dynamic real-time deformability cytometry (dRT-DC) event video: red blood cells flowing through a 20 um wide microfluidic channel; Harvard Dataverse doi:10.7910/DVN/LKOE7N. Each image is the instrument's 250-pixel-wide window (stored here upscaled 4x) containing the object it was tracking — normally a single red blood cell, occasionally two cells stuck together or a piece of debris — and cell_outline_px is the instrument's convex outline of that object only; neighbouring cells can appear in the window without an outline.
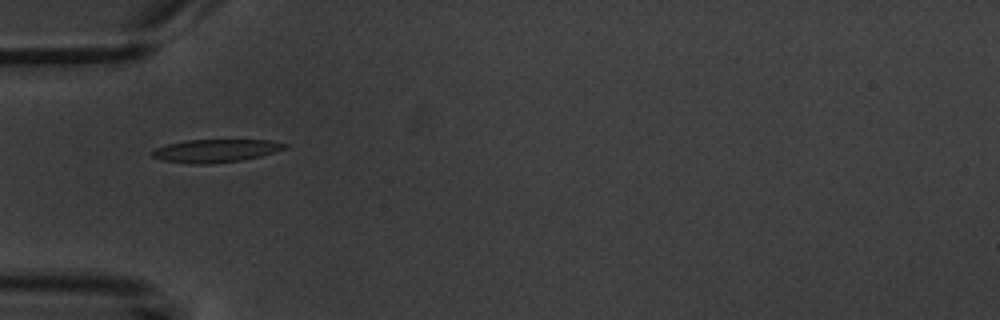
{"species": "common noctule bat (a hibernating species)", "species_latin": "Nyctalus noctula", "temperature_condition": "warm", "stored_images_in_passage": 2, "camera_frame_rate_fps": 3000, "um_per_image_px": 0.085, "animal": {"sex": "male", "body_mass_g": 20.1, "forearm_length_mm": 53.5}, "frame": {"image": 1, "passage_image": 1, "time_ms": 0.0, "image_size_px": [1000, 320], "cell_outline_px": [[288, 144], [284, 148], [260, 156], [244, 160], [204, 164], [196, 164], [160, 160], [152, 156], [152, 152], [156, 148], [168, 144], [188, 140], [268, 140]], "centroid_in_image_um": [18.3, 12.81], "position_along_channel_um": 66.7, "area_um2": 17.46}}